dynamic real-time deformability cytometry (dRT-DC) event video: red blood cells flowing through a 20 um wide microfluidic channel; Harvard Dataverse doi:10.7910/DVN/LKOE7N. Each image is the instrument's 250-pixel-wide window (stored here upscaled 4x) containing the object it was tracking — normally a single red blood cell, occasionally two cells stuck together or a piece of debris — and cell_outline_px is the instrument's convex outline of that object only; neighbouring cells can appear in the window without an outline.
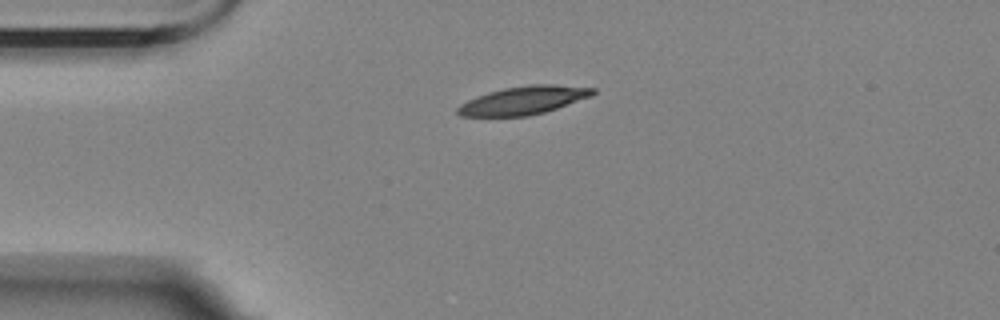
{"species": "Egyptian fruit bat (a non-hibernating species)", "species_latin": "Rousettus aegyptiacus", "temperature_condition": "room temperature", "stored_images_in_passage": 2, "camera_frame_rate_fps": 3000, "um_per_image_px": 0.085, "animal": {"sex": "female"}, "frame": {"image": 1, "passage_image": 1, "time_ms": 0.0, "image_size_px": [1000, 320], "cell_outline_px": [[596, 92], [592, 96], [544, 112], [528, 116], [460, 116], [456, 112], [456, 108], [460, 104], [476, 96], [488, 92], [504, 88], [528, 84], [556, 84], [596, 88]], "centroid_in_image_um": [44.5, 8.52], "position_along_channel_um": 40.5, "area_um2": 22.31}}